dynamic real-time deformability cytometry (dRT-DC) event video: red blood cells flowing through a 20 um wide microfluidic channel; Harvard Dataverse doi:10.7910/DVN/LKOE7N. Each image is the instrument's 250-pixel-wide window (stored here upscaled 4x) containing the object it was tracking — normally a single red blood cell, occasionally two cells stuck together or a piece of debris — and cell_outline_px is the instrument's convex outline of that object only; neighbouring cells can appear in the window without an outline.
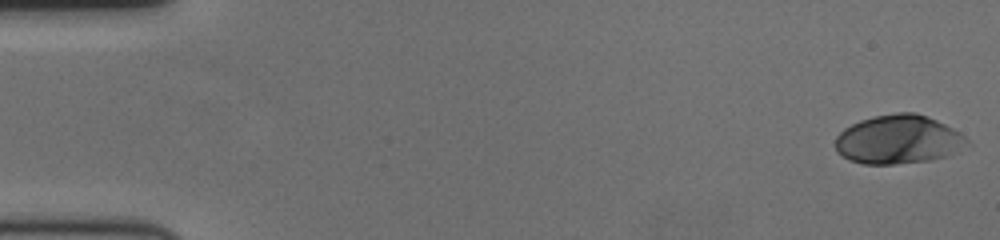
{"species": "human", "species_latin": "Homo sapiens", "temperature_condition": "cold", "stored_images_in_passage": 59, "camera_frame_rate_fps": 3000, "um_per_image_px": 0.085, "donor": {"sex": "female"}, "frame": {"image": 1, "passage_image": 1, "time_ms": 0.0, "image_size_px": [1000, 240], "cell_outline_px": [[972, 144], [948, 156], [928, 160], [896, 164], [864, 164], [848, 160], [840, 156], [836, 152], [836, 136], [844, 128], [860, 120], [872, 116], [896, 112], [916, 112], [928, 116], [960, 132]], "centroid_in_image_um": [76.36, 11.86], "position_along_channel_um": 8.6, "area_um2": 37.86}}
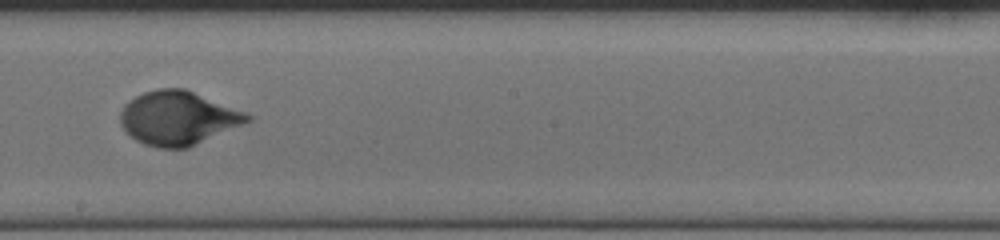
{"frame": {"image": 2, "passage_image": 34, "time_ms": 11.0, "image_size_px": [1000, 240], "cell_outline_px": [[252, 120], [244, 124], [188, 148], [156, 148], [144, 144], [136, 140], [120, 124], [120, 112], [124, 104], [128, 100], [144, 92], [156, 88], [184, 88], [244, 112], [252, 116]], "centroid_in_image_um": [15.11, 10.04], "position_along_channel_um": 233.1, "area_um2": 39.71}}
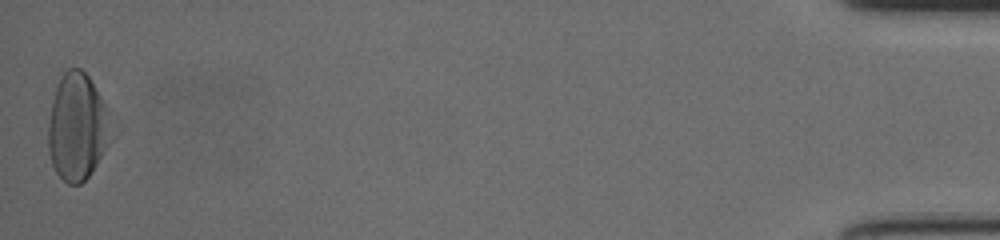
{"frame": {"image": 3, "passage_image": 59, "time_ms": 19.333, "image_size_px": [1000, 240], "cell_outline_px": [[108, 128], [104, 148], [92, 172], [80, 184], [68, 184], [56, 172], [52, 164], [48, 152], [48, 124], [52, 100], [56, 84], [60, 76], [68, 68], [80, 68], [88, 76], [108, 108]], "centroid_in_image_um": [6.5, 10.76], "position_along_channel_um": 428.7, "area_um2": 38.38}, "authors_computed_cell_mechanics": {"area_um2": 37.1076, "velocity_mm_per_s": 3.4988, "shape_relaxation_time_tau1_ms": 3.5139, "shape_relaxation_time_tau2_ms": null, "deformation_change_tau1": 0.178, "deformation_change_tau2": null}}